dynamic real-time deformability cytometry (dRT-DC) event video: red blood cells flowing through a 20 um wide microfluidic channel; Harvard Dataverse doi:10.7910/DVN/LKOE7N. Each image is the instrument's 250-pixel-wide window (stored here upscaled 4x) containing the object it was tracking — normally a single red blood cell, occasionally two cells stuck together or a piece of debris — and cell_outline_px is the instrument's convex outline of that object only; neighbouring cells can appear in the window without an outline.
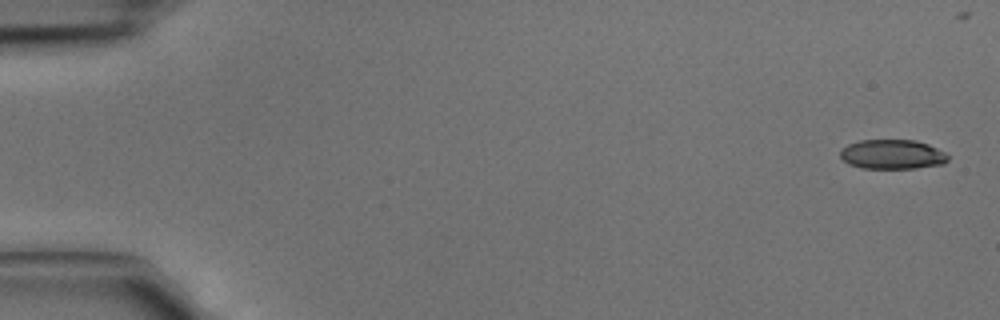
{"species": "common noctule bat (a hibernating species)", "species_latin": "Nyctalus noctula", "temperature_condition": "cold", "stored_images_in_passage": 4, "camera_frame_rate_fps": 3000, "um_per_image_px": 0.085, "animal": {"sex": "male", "body_mass_g": 15.6}, "frame": {"image": 1, "passage_image": 1, "time_ms": 0.0, "image_size_px": [1000, 320], "cell_outline_px": [[948, 160], [944, 164], [916, 168], [860, 168], [848, 164], [840, 156], [840, 148], [848, 144], [860, 140], [916, 140], [928, 144], [944, 152], [948, 156]], "centroid_in_image_um": [75.82, 13.12], "position_along_channel_um": 9.2, "area_um2": 18.61}}